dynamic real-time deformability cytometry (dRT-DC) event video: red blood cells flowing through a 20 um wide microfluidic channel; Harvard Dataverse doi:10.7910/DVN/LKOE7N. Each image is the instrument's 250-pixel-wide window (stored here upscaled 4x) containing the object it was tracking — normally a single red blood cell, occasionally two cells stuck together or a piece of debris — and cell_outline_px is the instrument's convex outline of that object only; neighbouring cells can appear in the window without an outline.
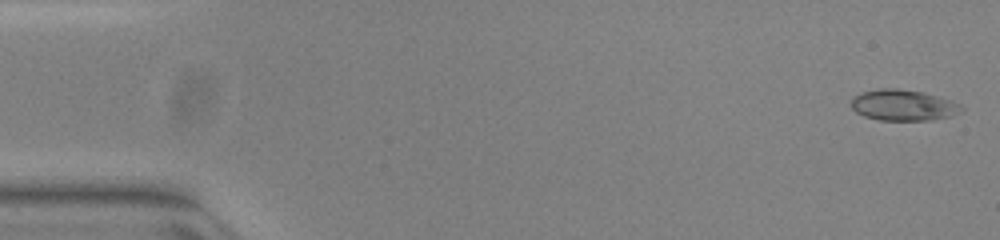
{"species": "common noctule bat (a hibernating species)", "species_latin": "Nyctalus noctula", "temperature_condition": "warm", "stored_images_in_passage": 51, "camera_frame_rate_fps": 3000, "um_per_image_px": 0.085, "animal": {"sex": "female", "body_mass_g": 23.0, "forearm_length_mm": 53.4}, "frame": {"image": 1, "passage_image": 1, "time_ms": 0.0, "image_size_px": [1000, 240], "cell_outline_px": [[964, 108], [960, 112], [952, 116], [932, 120], [880, 120], [864, 116], [856, 112], [852, 108], [852, 96], [864, 92], [880, 88], [896, 88], [924, 92], [952, 100], [960, 104]], "centroid_in_image_um": [76.8, 8.94], "position_along_channel_um": 8.2, "area_um2": 20.0}}
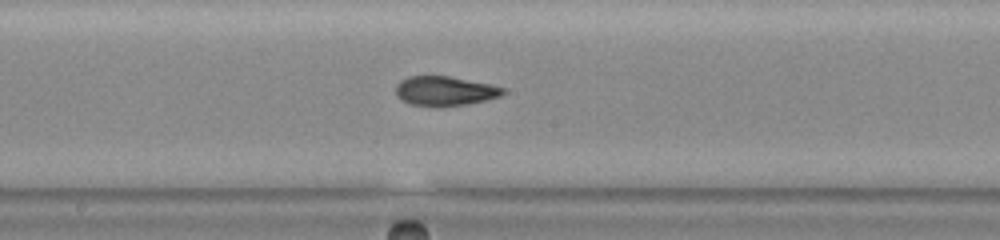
{"frame": {"image": 2, "passage_image": 27, "time_ms": 8.667, "image_size_px": [1000, 240], "cell_outline_px": [[508, 92], [500, 96], [484, 100], [464, 104], [436, 108], [412, 104], [396, 96], [396, 84], [400, 80], [408, 76], [448, 76], [488, 84], [504, 88]], "centroid_in_image_um": [37.78, 7.74], "position_along_channel_um": 210.4, "area_um2": 18.38}}
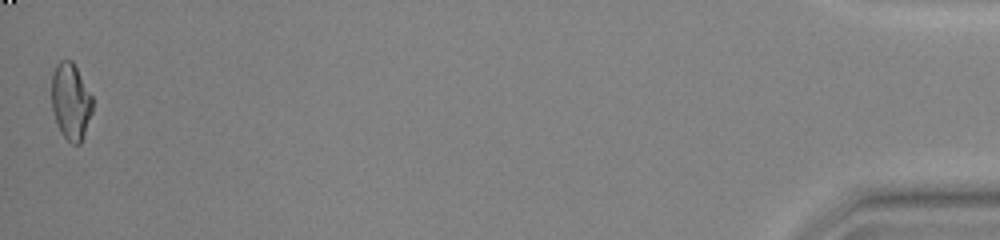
{"frame": {"image": 3, "passage_image": 51, "time_ms": 16.667, "image_size_px": [1000, 240], "cell_outline_px": [[92, 112], [84, 136], [80, 144], [72, 144], [60, 132], [52, 108], [52, 76], [56, 64], [60, 60], [72, 60], [92, 96]], "centroid_in_image_um": [6.02, 8.63], "position_along_channel_um": 429.2, "area_um2": 18.15}, "authors_computed_cell_mechanics": {"area_um2": 18.5538, "velocity_mm_per_s": 3.9586, "shape_relaxation_time_tau1_ms": null, "shape_relaxation_time_tau2_ms": 1.7212, "deformation_change_tau1": null, "deformation_change_tau2": 0.0544}}